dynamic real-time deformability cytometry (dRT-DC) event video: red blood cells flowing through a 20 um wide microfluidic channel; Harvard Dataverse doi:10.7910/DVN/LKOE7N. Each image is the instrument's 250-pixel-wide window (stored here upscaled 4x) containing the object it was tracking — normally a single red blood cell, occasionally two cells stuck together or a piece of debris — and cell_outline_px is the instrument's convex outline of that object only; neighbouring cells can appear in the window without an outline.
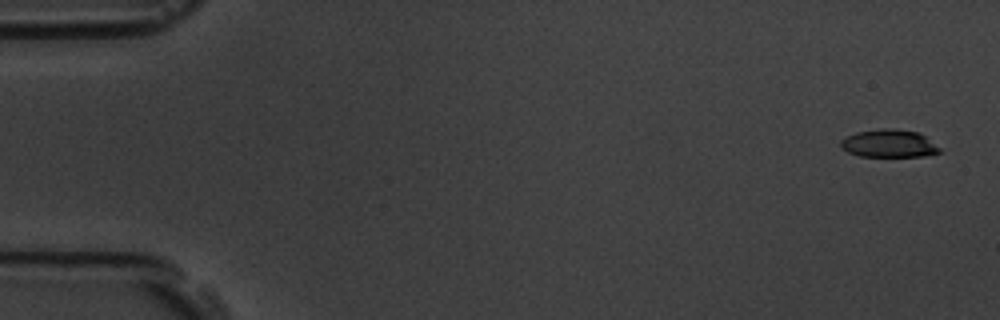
{"species": "common noctule bat (a hibernating species)", "species_latin": "Nyctalus noctula", "temperature_condition": "room temperature", "stored_images_in_passage": 57, "camera_frame_rate_fps": 3000, "um_per_image_px": 0.085, "animal": {"sex": "male", "body_mass_g": 19.5, "forearm_length_mm": 54.6}, "frame": {"image": 1, "passage_image": 1, "time_ms": 0.0, "image_size_px": [1000, 320], "cell_outline_px": [[940, 152], [924, 156], [860, 156], [848, 152], [840, 148], [840, 140], [856, 132], [884, 128], [892, 128], [916, 132], [924, 136], [940, 148]], "centroid_in_image_um": [75.52, 12.2], "position_along_channel_um": 9.5, "area_um2": 15.84}}
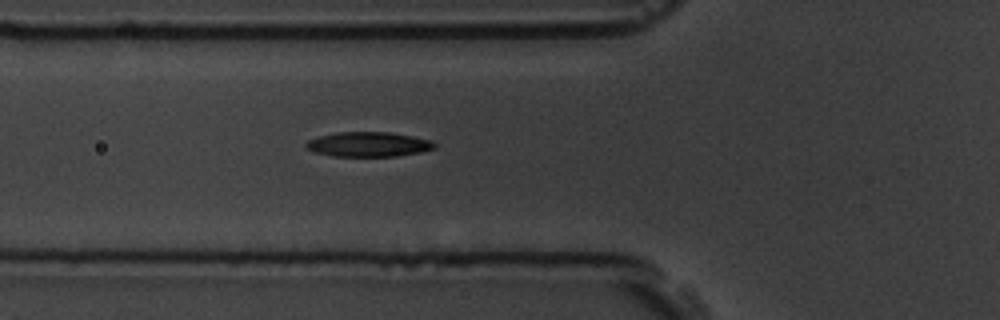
{"frame": {"image": 2, "passage_image": 20, "time_ms": 6.333, "image_size_px": [1000, 320], "cell_outline_px": [[436, 148], [420, 152], [400, 156], [332, 156], [316, 152], [308, 148], [304, 144], [308, 140], [320, 136], [340, 132], [392, 132], [432, 140], [436, 144]], "centroid_in_image_um": [31.37, 12.27], "position_along_channel_um": 94.4, "area_um2": 18.5}}
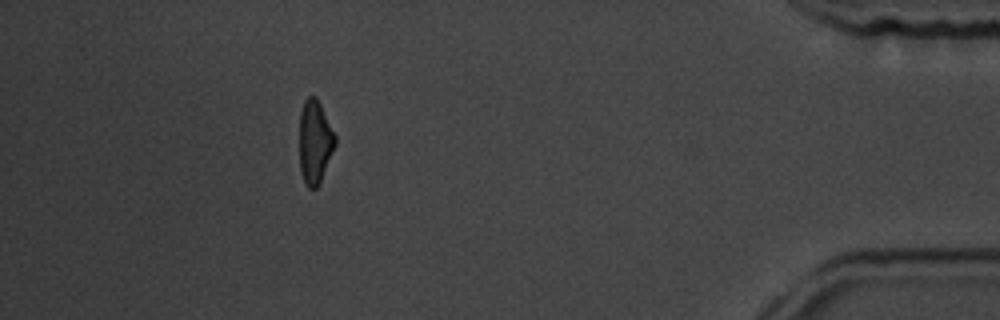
{"frame": {"image": 3, "passage_image": 51, "time_ms": 16.667, "image_size_px": [1000, 320], "cell_outline_px": [[336, 144], [320, 180], [316, 188], [308, 188], [304, 180], [300, 168], [300, 112], [304, 100], [308, 96], [316, 96], [336, 136]], "centroid_in_image_um": [26.76, 12.02], "position_along_channel_um": 408.4, "area_um2": 17.05}, "authors_computed_cell_mechanics": {"area_um2": 17.9758, "velocity_mm_per_s": 3.5635, "shape_relaxation_time_tau1_ms": 3.0717, "shape_relaxation_time_tau2_ms": 3.1212, "deformation_change_tau1": 0.1418, "deformation_change_tau2": 0.1077}}